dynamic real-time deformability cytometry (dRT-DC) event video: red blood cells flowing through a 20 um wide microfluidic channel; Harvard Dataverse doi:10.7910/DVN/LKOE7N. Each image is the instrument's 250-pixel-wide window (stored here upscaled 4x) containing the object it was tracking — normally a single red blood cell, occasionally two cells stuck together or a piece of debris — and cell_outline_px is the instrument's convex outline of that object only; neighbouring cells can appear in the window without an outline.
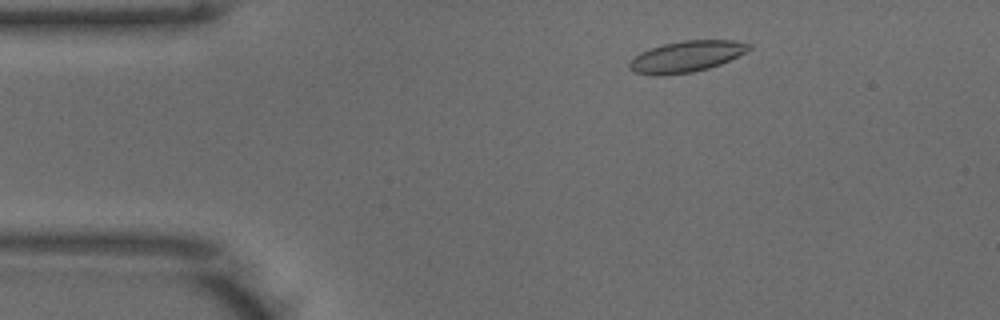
{"species": "common noctule bat (a hibernating species)", "species_latin": "Nyctalus noctula", "temperature_condition": "warm", "stored_images_in_passage": 21, "camera_frame_rate_fps": 3000, "um_per_image_px": 0.085, "animal": {"sex": "male", "body_mass_g": 18.8}, "frame": {"image": 1, "passage_image": 4, "time_ms": 1.0, "image_size_px": [1000, 320], "cell_outline_px": [[752, 48], [720, 64], [708, 68], [692, 72], [636, 72], [628, 68], [628, 64], [640, 52], [664, 44], [684, 40], [732, 40], [752, 44]], "centroid_in_image_um": [58.42, 4.74], "position_along_channel_um": 26.6, "area_um2": 20.58}}
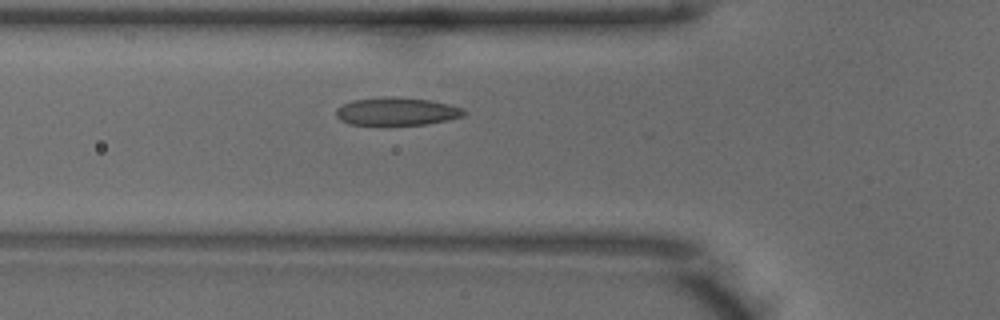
{"frame": {"image": 2, "passage_image": 13, "time_ms": 4.0, "image_size_px": [1000, 320], "cell_outline_px": [[468, 112], [464, 116], [448, 120], [428, 124], [348, 124], [340, 120], [336, 116], [336, 108], [352, 100], [396, 96], [432, 100], [464, 108]], "centroid_in_image_um": [33.77, 9.46], "position_along_channel_um": 92.0, "area_um2": 20.81}}
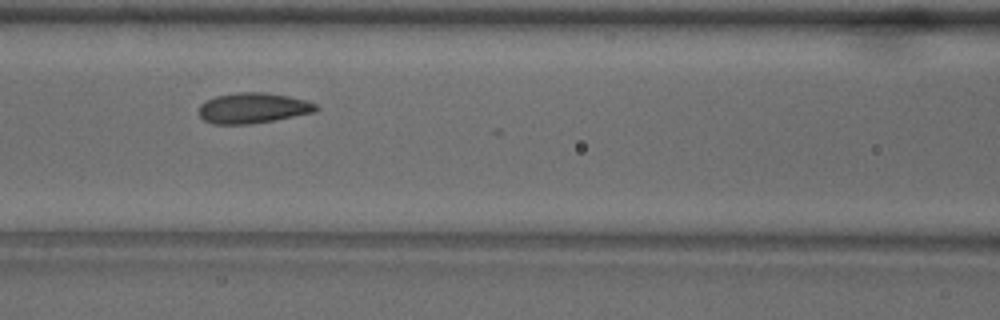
{"frame": {"image": 3, "passage_image": 17, "time_ms": 5.333, "image_size_px": [1000, 320], "cell_outline_px": [[320, 108], [316, 112], [252, 124], [212, 124], [204, 120], [196, 112], [200, 104], [216, 96], [236, 92], [264, 92], [288, 96], [304, 100], [316, 104]], "centroid_in_image_um": [21.48, 9.19], "position_along_channel_um": 145.1, "area_um2": 20.92}}